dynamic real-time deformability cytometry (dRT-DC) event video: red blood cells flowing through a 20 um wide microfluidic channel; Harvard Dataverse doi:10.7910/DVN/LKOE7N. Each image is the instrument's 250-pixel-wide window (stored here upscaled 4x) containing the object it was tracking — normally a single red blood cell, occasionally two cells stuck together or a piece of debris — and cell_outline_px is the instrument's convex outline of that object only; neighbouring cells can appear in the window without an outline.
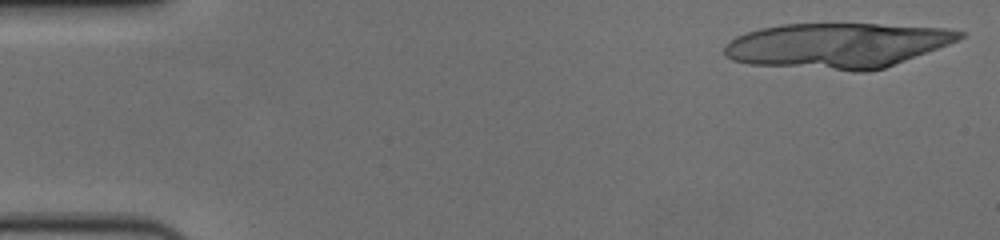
{"species": "human", "species_latin": "Homo sapiens", "temperature_condition": "cold", "stored_images_in_passage": 17, "camera_frame_rate_fps": 3000, "um_per_image_px": 0.085, "donor": {"sex": "female"}, "frame": {"image": 1, "passage_image": 1, "time_ms": 0.0, "image_size_px": [1000, 240], "cell_outline_px": [[964, 36], [948, 44], [884, 68], [868, 72], [856, 72], [748, 64], [732, 60], [724, 56], [724, 44], [736, 36], [760, 28], [780, 24], [880, 24], [944, 28], [964, 32]], "centroid_in_image_um": [71.1, 3.88], "position_along_channel_um": 13.9, "area_um2": 61.96}}